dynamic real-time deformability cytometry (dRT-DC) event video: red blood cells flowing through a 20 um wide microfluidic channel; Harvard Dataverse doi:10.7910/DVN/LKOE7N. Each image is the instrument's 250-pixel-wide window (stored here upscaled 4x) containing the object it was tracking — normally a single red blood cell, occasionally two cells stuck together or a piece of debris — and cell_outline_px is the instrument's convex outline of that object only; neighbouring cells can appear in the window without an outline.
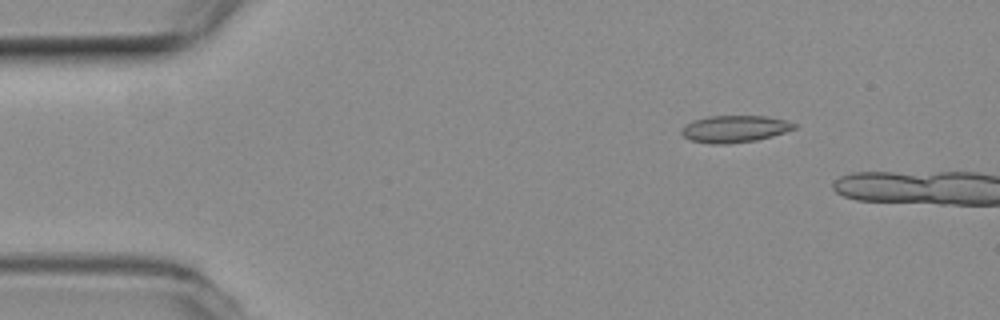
{"species": "common noctule bat (a hibernating species)", "species_latin": "Nyctalus noctula", "temperature_condition": "room temperature", "stored_images_in_passage": 2, "camera_frame_rate_fps": 3000, "um_per_image_px": 0.085, "animal": {"sex": "female", "body_mass_g": 19.3, "forearm_length_mm": 54.1}, "frame": {"image": 1, "passage_image": 1, "time_ms": 0.0, "image_size_px": [1000, 320], "cell_outline_px": [[796, 128], [772, 136], [756, 140], [728, 144], [708, 144], [688, 140], [680, 132], [684, 124], [692, 120], [708, 116], [768, 116], [784, 120], [796, 124]], "centroid_in_image_um": [62.38, 10.96], "position_along_channel_um": 22.6, "area_um2": 17.86}}